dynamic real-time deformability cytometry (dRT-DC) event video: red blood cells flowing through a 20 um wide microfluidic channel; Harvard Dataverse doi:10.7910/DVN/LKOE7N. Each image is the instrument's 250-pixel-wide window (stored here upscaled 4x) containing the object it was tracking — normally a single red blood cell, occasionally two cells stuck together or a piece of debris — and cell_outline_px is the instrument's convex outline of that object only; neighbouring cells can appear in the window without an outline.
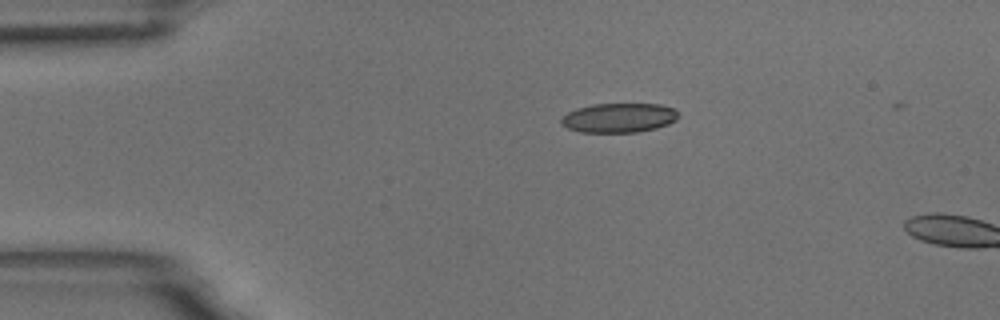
{"species": "common noctule bat (a hibernating species)", "species_latin": "Nyctalus noctula", "temperature_condition": "room temperature", "stored_images_in_passage": 3, "camera_frame_rate_fps": 3000, "um_per_image_px": 0.085, "animal": {"sex": "male", "body_mass_g": 18.8}, "frame": {"image": 1, "passage_image": 1, "time_ms": 0.0, "image_size_px": [1000, 320], "cell_outline_px": [[680, 116], [676, 120], [668, 124], [656, 128], [640, 132], [580, 132], [568, 128], [560, 124], [560, 120], [568, 112], [576, 108], [592, 104], [660, 104], [676, 108]], "centroid_in_image_um": [52.64, 10.01], "position_along_channel_um": 32.4, "area_um2": 20.29}}